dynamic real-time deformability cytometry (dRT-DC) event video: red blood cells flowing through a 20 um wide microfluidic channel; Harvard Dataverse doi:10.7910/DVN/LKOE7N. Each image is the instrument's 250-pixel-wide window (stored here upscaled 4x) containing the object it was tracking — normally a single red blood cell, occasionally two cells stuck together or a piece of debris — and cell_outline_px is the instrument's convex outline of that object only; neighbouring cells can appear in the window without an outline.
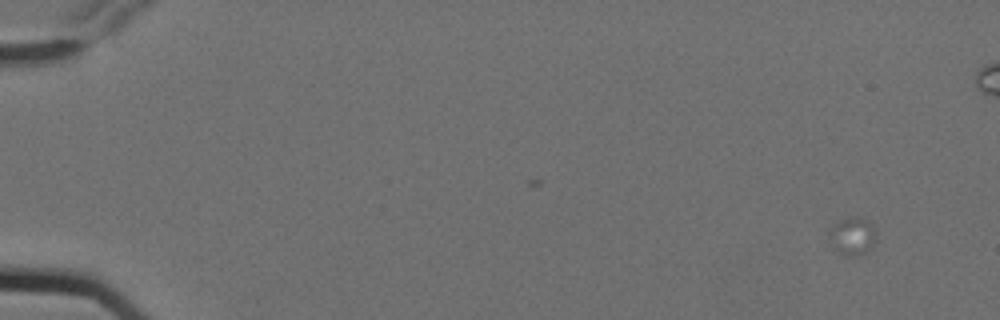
{"species": "Egyptian fruit bat (a non-hibernating species)", "species_latin": "Rousettus aegyptiacus", "temperature_condition": "cold", "stored_images_in_passage": 6, "camera_frame_rate_fps": 3000, "um_per_image_px": 0.085, "animal": {"sex": "female"}, "frame": {"image": 1, "passage_image": 1, "time_ms": 0.0, "image_size_px": [1000, 320], "cell_outline_px": [[876, 236], [868, 248], [864, 252], [844, 256], [836, 248], [828, 236], [832, 224], [848, 216], [860, 216], [872, 224], [876, 232]], "centroid_in_image_um": [72.43, 19.99], "position_along_channel_um": 12.6, "area_um2": 10.0}}